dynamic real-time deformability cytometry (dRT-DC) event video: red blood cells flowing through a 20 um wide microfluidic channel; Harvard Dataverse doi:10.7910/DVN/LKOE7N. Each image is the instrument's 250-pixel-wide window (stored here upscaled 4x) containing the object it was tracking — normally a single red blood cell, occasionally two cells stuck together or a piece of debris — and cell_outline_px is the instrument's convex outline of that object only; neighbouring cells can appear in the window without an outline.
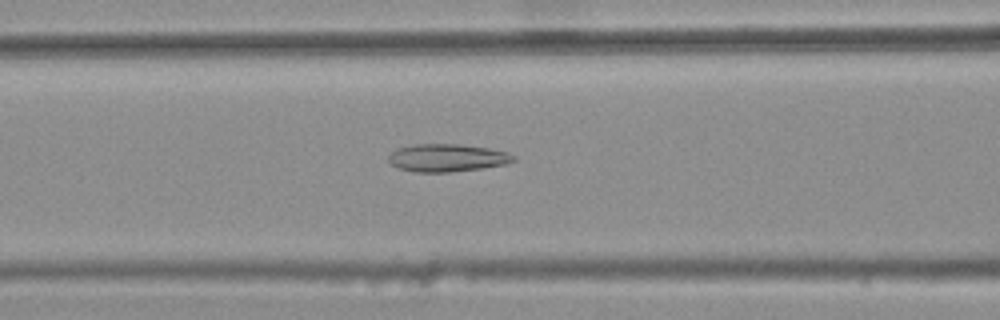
{"species": "common noctule bat (a hibernating species)", "species_latin": "Nyctalus noctula", "temperature_condition": "warm", "stored_images_in_passage": 47, "camera_frame_rate_fps": 3000, "um_per_image_px": 0.085, "animal": {"sex": "female", "body_mass_g": 25.1}, "frame": {"image": 1, "passage_image": 22, "time_ms": 7.0, "image_size_px": [1000, 320], "cell_outline_px": [[516, 160], [504, 164], [484, 168], [452, 172], [416, 172], [400, 168], [392, 164], [388, 160], [388, 156], [396, 148], [416, 144], [460, 144], [488, 148], [508, 152], [516, 156]], "centroid_in_image_um": [38.03, 13.41], "position_along_channel_um": 128.6, "area_um2": 20.23}}
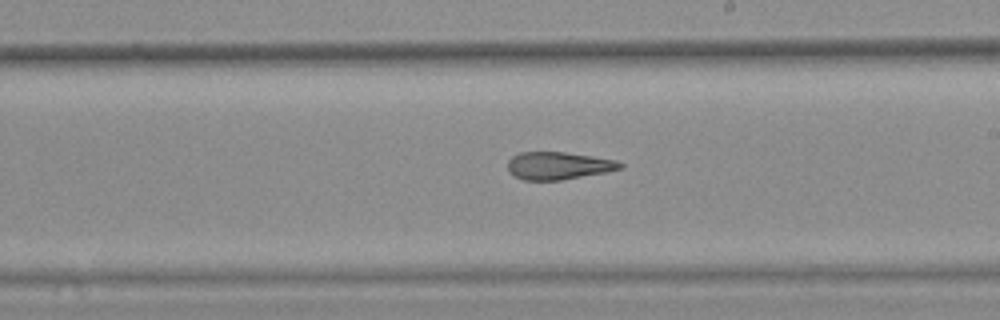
{"frame": {"image": 2, "passage_image": 31, "time_ms": 10.0, "image_size_px": [1000, 320], "cell_outline_px": [[624, 168], [608, 172], [560, 180], [524, 180], [512, 176], [508, 172], [508, 160], [512, 156], [520, 152], [564, 152], [592, 156], [616, 160], [624, 164]], "centroid_in_image_um": [47.46, 14.09], "position_along_channel_um": 241.5, "area_um2": 18.26}}
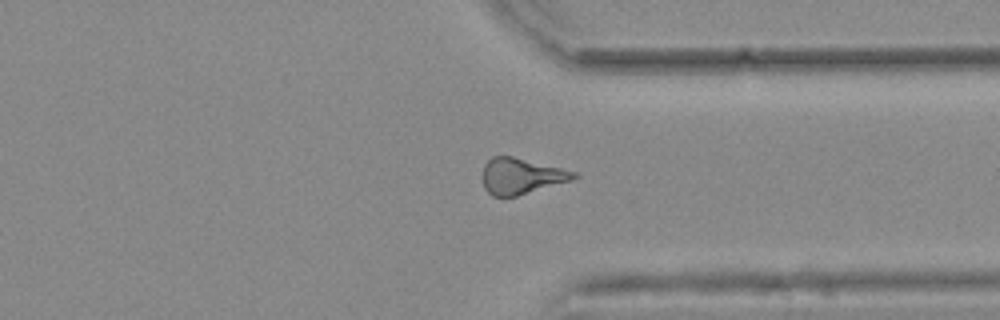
{"frame": {"image": 3, "passage_image": 41, "time_ms": 13.333, "image_size_px": [1000, 320], "cell_outline_px": [[580, 176], [572, 180], [516, 196], [492, 196], [484, 188], [484, 164], [492, 156], [512, 156], [576, 172]], "centroid_in_image_um": [44.31, 14.96], "position_along_channel_um": 367.1, "area_um2": 18.79}, "authors_computed_cell_mechanics": {"area_um2": 19.8254, "velocity_mm_per_s": 3.7774, "shape_relaxation_time_tau1_ms": null, "shape_relaxation_time_tau2_ms": 3.1332, "deformation_change_tau1": null, "deformation_change_tau2": 0.1373}}